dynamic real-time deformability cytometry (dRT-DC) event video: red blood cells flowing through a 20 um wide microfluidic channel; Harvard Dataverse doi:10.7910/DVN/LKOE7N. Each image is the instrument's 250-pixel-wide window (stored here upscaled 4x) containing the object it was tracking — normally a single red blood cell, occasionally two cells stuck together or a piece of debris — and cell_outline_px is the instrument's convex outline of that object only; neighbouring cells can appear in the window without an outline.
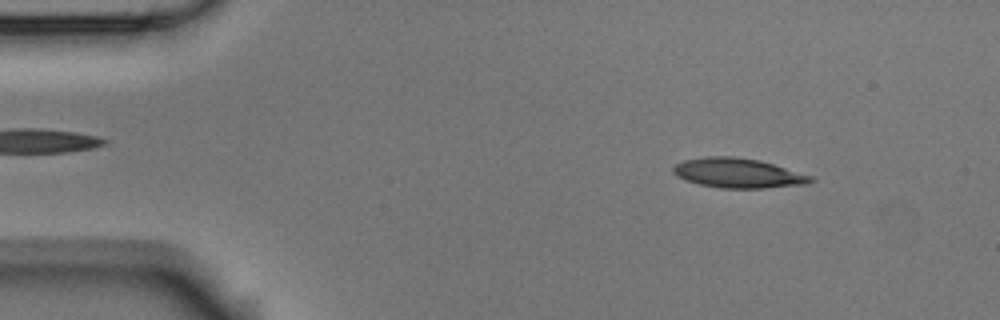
{"species": "Egyptian fruit bat (a non-hibernating species)", "species_latin": "Rousettus aegyptiacus", "temperature_condition": "room temperature", "stored_images_in_passage": 52, "camera_frame_rate_fps": 3000, "um_per_image_px": 0.085, "animal": {"sex": "male"}, "frame": {"image": 1, "passage_image": 6, "time_ms": 1.667, "image_size_px": [1000, 320], "cell_outline_px": [[816, 180], [808, 184], [760, 188], [720, 188], [700, 184], [676, 176], [672, 172], [672, 168], [676, 164], [684, 160], [708, 156], [732, 156], [760, 160], [812, 176]], "centroid_in_image_um": [62.74, 14.71], "position_along_channel_um": 22.3, "area_um2": 23.64}}
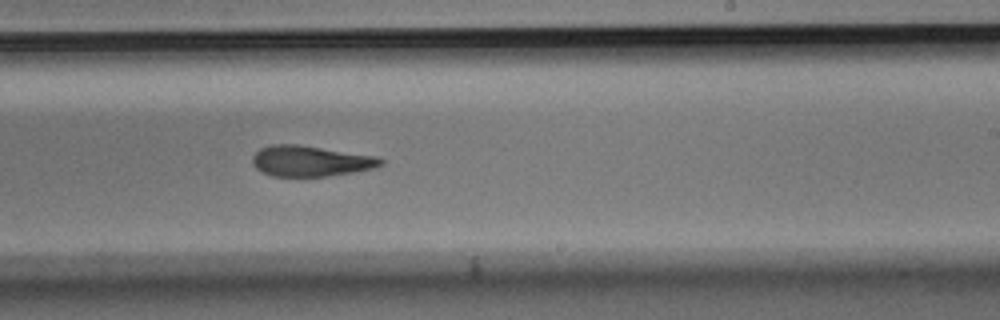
{"frame": {"image": 2, "passage_image": 31, "time_ms": 10.0, "image_size_px": [1000, 320], "cell_outline_px": [[384, 164], [372, 168], [352, 172], [328, 176], [272, 176], [256, 168], [252, 164], [252, 156], [260, 148], [272, 144], [296, 144], [376, 156], [384, 160]], "centroid_in_image_um": [26.37, 13.68], "position_along_channel_um": 262.6, "area_um2": 22.77}}
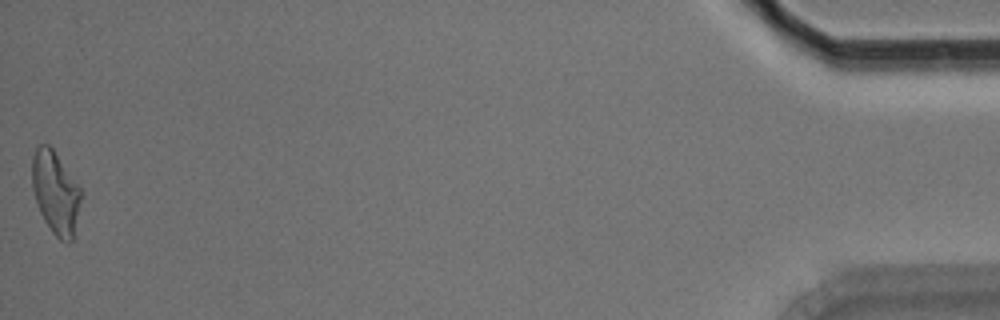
{"frame": {"image": 3, "passage_image": 52, "time_ms": 17.0, "image_size_px": [1000, 320], "cell_outline_px": [[80, 200], [72, 240], [68, 244], [60, 240], [52, 232], [44, 220], [40, 212], [32, 188], [32, 156], [36, 148], [40, 144], [48, 144], [52, 148], [80, 188]], "centroid_in_image_um": [4.69, 16.37], "position_along_channel_um": 430.5, "area_um2": 23.06}, "authors_computed_cell_mechanics": {"area_um2": 23.5246, "velocity_mm_per_s": 3.7778, "shape_relaxation_time_tau1_ms": 6.7675, "shape_relaxation_time_tau2_ms": 5.9418, "deformation_change_tau1": 0.1796, "deformation_change_tau2": 0.1692}}